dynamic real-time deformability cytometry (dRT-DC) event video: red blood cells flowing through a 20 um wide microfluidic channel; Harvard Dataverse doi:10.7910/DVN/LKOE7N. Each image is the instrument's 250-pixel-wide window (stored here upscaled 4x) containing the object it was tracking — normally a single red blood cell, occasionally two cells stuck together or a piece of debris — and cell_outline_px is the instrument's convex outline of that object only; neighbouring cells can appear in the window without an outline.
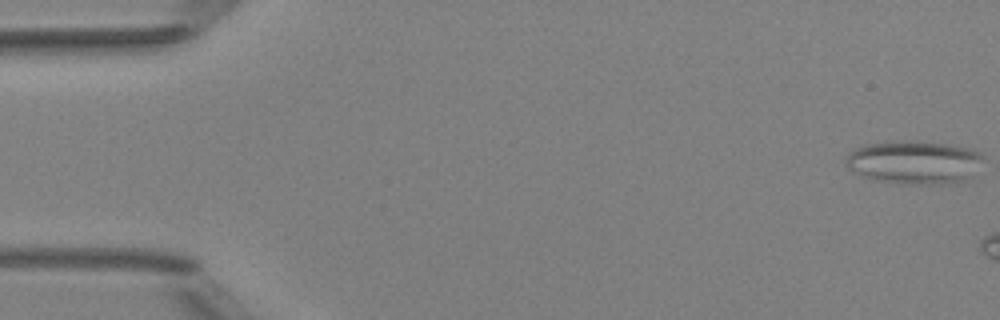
{"species": "Egyptian fruit bat (a non-hibernating species)", "species_latin": "Rousettus aegyptiacus", "temperature_condition": "room temperature", "stored_images_in_passage": 3, "camera_frame_rate_fps": 3000, "um_per_image_px": 0.085, "animal": {"sex": "female"}, "frame": {"image": 1, "passage_image": 1, "time_ms": 0.0, "image_size_px": [1000, 320], "cell_outline_px": [[984, 156], [964, 180], [940, 184], [904, 184], [872, 180], [852, 172], [848, 168], [844, 160], [856, 148], [864, 144], [892, 140], [916, 140], [948, 144], [972, 148], [980, 152]], "centroid_in_image_um": [77.62, 13.77], "position_along_channel_um": 7.4, "area_um2": 34.8}}